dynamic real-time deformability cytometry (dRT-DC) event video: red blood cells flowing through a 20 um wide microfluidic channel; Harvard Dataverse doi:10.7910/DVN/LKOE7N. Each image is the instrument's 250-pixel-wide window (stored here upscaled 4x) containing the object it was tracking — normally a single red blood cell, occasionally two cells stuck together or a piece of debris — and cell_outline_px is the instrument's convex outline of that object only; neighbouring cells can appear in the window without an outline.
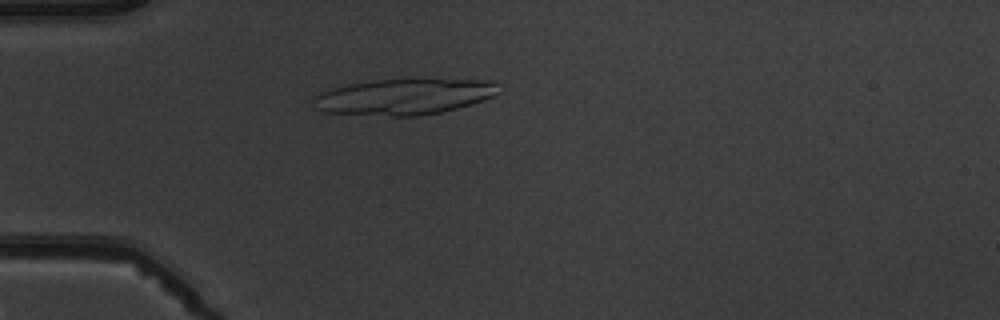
{"species": "common noctule bat (a hibernating species)", "species_latin": "Nyctalus noctula", "temperature_condition": "warm", "stored_images_in_passage": 4, "camera_frame_rate_fps": 3000, "um_per_image_px": 0.085, "animal": {"sex": "male", "body_mass_g": 19.5, "forearm_length_mm": 54.6}, "frame": {"image": 1, "passage_image": 4, "time_ms": 3.333, "image_size_px": [1000, 320], "cell_outline_px": [[500, 92], [492, 96], [472, 104], [440, 112], [416, 116], [392, 116], [324, 112], [316, 108], [308, 100], [312, 96], [320, 92], [332, 88], [348, 84], [372, 80], [492, 80], [496, 84]], "centroid_in_image_um": [34.26, 8.23], "position_along_channel_um": 50.7, "area_um2": 38.61}}